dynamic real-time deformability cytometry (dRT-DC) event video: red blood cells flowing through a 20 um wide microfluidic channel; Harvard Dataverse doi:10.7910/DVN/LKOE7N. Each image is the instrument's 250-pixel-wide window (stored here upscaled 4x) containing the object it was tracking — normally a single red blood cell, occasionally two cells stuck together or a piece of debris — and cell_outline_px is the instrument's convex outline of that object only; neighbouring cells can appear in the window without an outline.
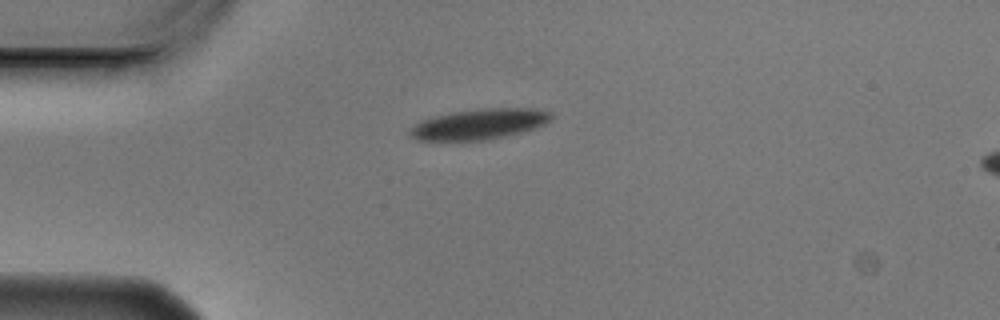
{"species": "Egyptian fruit bat (a non-hibernating species)", "species_latin": "Rousettus aegyptiacus", "temperature_condition": "cold", "stored_images_in_passage": 7, "camera_frame_rate_fps": 3000, "um_per_image_px": 0.085, "animal": {"sex": "male"}, "frame": {"image": 1, "passage_image": 1, "time_ms": 0.0, "image_size_px": [1000, 320], "cell_outline_px": [[552, 116], [544, 124], [520, 132], [504, 136], [484, 140], [416, 140], [408, 132], [420, 120], [432, 116], [452, 112], [480, 108], [532, 108], [552, 112]], "centroid_in_image_um": [40.7, 10.53], "position_along_channel_um": 44.3, "area_um2": 24.85}}
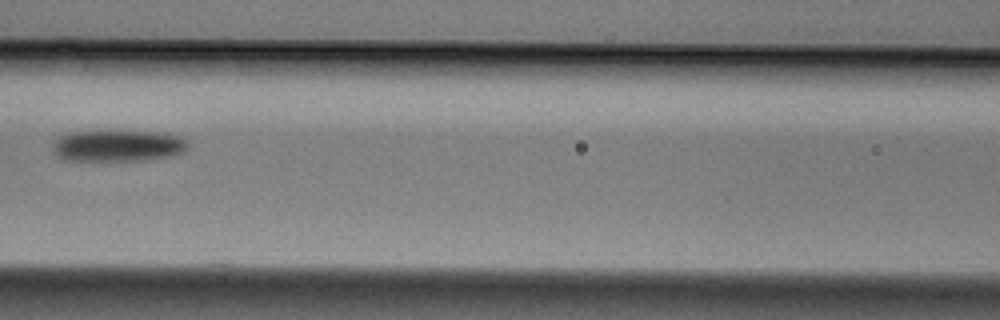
{"frame": {"image": 2, "passage_image": 4, "time_ms": 1.0, "image_size_px": [1000, 320], "cell_outline_px": [[188, 148], [184, 152], [172, 156], [140, 160], [92, 164], [64, 160], [56, 156], [52, 152], [52, 144], [60, 136], [72, 132], [168, 132], [180, 136], [188, 140]], "centroid_in_image_um": [9.98, 12.45], "position_along_channel_um": 156.6, "area_um2": 25.89}}
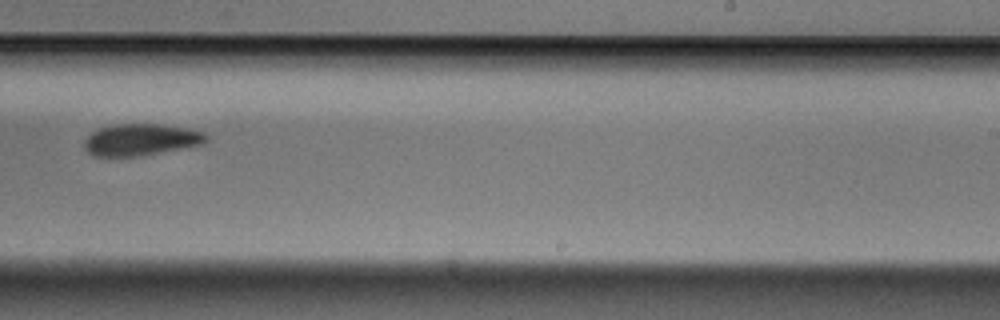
{"frame": {"image": 3, "passage_image": 7, "time_ms": 2.0, "image_size_px": [1000, 320], "cell_outline_px": [[208, 140], [204, 144], [160, 152], [136, 156], [92, 156], [84, 148], [84, 140], [96, 128], [112, 124], [156, 124], [188, 128], [204, 132], [208, 136]], "centroid_in_image_um": [11.96, 11.86], "position_along_channel_um": 277.0, "area_um2": 22.6}}